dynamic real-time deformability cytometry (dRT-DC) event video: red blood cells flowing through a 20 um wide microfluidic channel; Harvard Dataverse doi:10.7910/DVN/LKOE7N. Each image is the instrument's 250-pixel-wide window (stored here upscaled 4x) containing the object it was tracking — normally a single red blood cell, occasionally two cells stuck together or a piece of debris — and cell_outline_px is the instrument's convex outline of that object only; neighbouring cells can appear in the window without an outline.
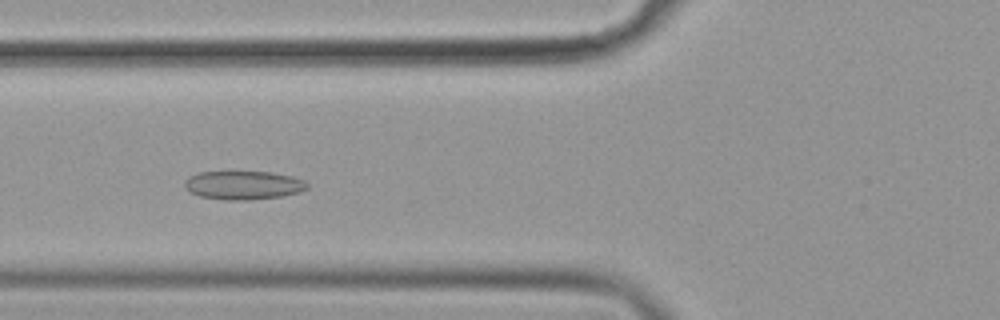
{"species": "common noctule bat (a hibernating species)", "species_latin": "Nyctalus noctula", "temperature_condition": "cold", "stored_images_in_passage": 57, "camera_frame_rate_fps": 3000, "um_per_image_px": 0.085, "animal": {"sex": "female", "body_mass_g": 19.9}, "frame": {"image": 1, "passage_image": 22, "time_ms": 7.0, "image_size_px": [1000, 320], "cell_outline_px": [[308, 188], [300, 192], [284, 196], [248, 200], [224, 200], [200, 196], [188, 192], [184, 184], [184, 180], [188, 176], [200, 172], [272, 172], [292, 176], [304, 180], [308, 184]], "centroid_in_image_um": [20.69, 15.74], "position_along_channel_um": 105.1, "area_um2": 20.63}}
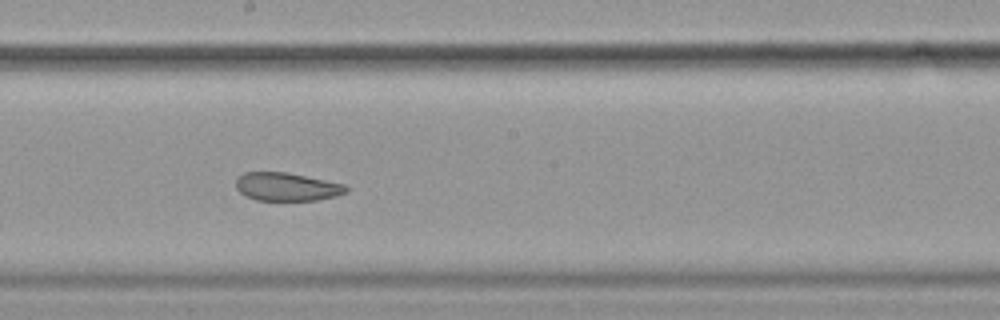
{"frame": {"image": 2, "passage_image": 32, "time_ms": 10.333, "image_size_px": [1000, 320], "cell_outline_px": [[348, 192], [336, 196], [316, 200], [256, 200], [244, 196], [236, 188], [236, 180], [244, 172], [288, 172], [344, 184], [348, 188]], "centroid_in_image_um": [24.37, 15.87], "position_along_channel_um": 223.8, "area_um2": 18.15}}
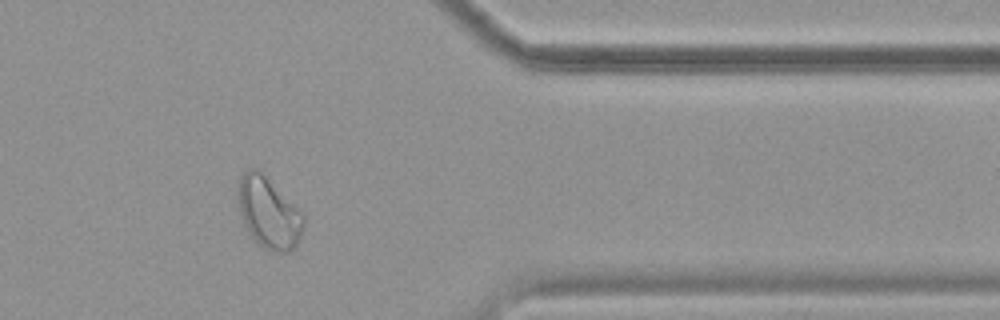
{"frame": {"image": 3, "passage_image": 47, "time_ms": 15.333, "image_size_px": [1000, 320], "cell_outline_px": [[304, 224], [300, 236], [296, 244], [288, 252], [276, 252], [264, 248], [256, 244], [244, 228], [240, 212], [236, 192], [236, 184], [240, 176], [248, 168], [260, 168], [304, 212]], "centroid_in_image_um": [22.81, 18.02], "position_along_channel_um": 388.6, "area_um2": 28.21}, "authors_computed_cell_mechanics": {"area_um2": 23.1778, "velocity_mm_per_s": 3.569, "shape_relaxation_time_tau1_ms": null, "shape_relaxation_time_tau2_ms": 2.432, "deformation_change_tau1": null, "deformation_change_tau2": 0.0731}}